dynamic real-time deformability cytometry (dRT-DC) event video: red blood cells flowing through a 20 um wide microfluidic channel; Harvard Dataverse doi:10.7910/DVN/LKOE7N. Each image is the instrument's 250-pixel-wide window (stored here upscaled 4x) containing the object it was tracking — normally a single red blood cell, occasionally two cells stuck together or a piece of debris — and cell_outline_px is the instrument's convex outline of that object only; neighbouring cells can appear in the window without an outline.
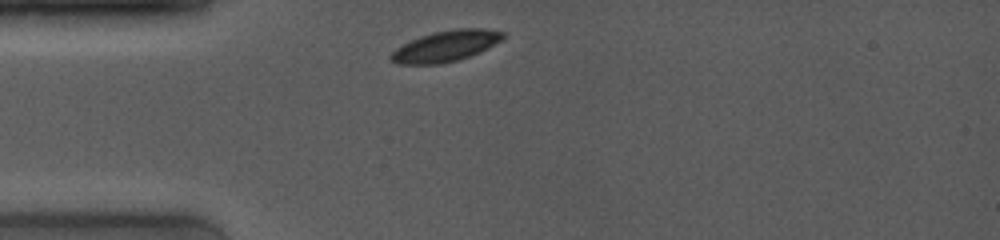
{"species": "common noctule bat (a hibernating species)", "species_latin": "Nyctalus noctula", "temperature_condition": "room temperature", "stored_images_in_passage": 40, "camera_frame_rate_fps": 4000, "um_per_image_px": 0.085, "animal": {"sex": "female", "body_mass_g": 19.0, "forearm_length_mm": 53.3}, "frame": {"image": 1, "passage_image": 1, "time_ms": 0.0, "image_size_px": [1000, 240], "cell_outline_px": [[508, 36], [504, 40], [468, 56], [456, 60], [440, 64], [396, 64], [388, 60], [388, 56], [396, 48], [420, 36], [432, 32], [456, 28], [484, 28], [504, 32]], "centroid_in_image_um": [37.89, 3.9], "position_along_channel_um": 47.1, "area_um2": 20.29}}
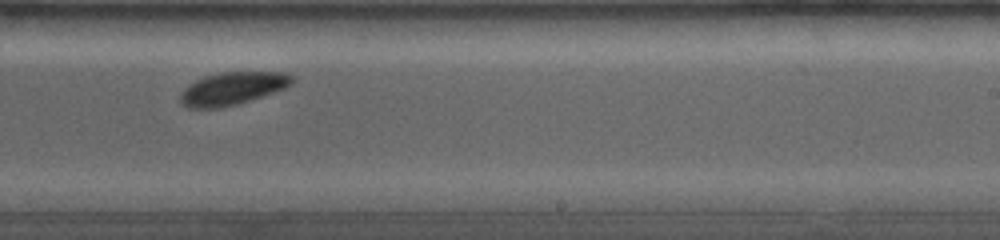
{"frame": {"image": 2, "passage_image": 18, "time_ms": 6.0, "image_size_px": [1000, 240], "cell_outline_px": [[292, 84], [284, 88], [236, 104], [220, 108], [188, 108], [180, 104], [180, 92], [188, 84], [204, 76], [220, 72], [288, 72], [292, 76]], "centroid_in_image_um": [19.69, 7.51], "position_along_channel_um": 269.3, "area_um2": 21.21}}
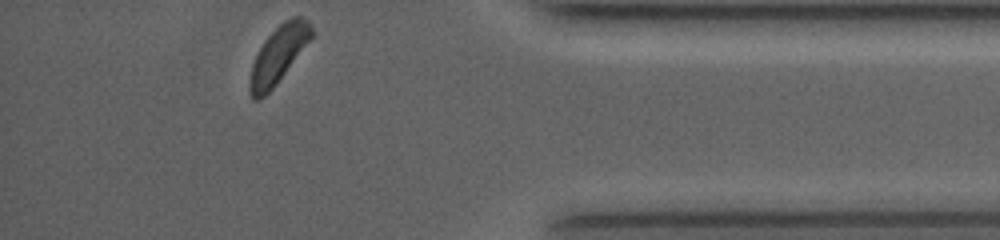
{"frame": {"image": 3, "passage_image": 40, "time_ms": 10.0, "image_size_px": [1000, 240], "cell_outline_px": [[312, 36], [276, 84], [260, 100], [252, 100], [248, 88], [248, 84], [252, 64], [264, 40], [284, 20], [292, 16], [300, 16], [308, 20], [312, 28]], "centroid_in_image_um": [23.62, 4.66], "position_along_channel_um": 411.6, "area_um2": 20.06}, "authors_computed_cell_mechanics": {"area_um2": 20.7213, "velocity_mm_per_s": 3.9702, "shape_relaxation_time_tau1_ms": 1.1298, "shape_relaxation_time_tau2_ms": 2.6515, "deformation_change_tau1": 0.0715, "deformation_change_tau2": 0.0527}}